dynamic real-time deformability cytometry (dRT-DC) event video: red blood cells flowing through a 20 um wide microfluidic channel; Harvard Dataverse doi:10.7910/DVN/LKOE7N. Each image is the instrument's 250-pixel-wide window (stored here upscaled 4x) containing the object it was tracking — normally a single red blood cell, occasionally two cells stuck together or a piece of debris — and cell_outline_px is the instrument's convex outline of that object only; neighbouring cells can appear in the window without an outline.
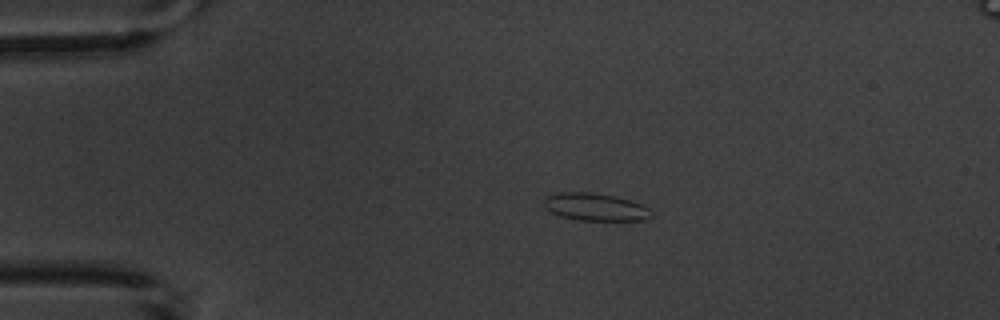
{"species": "common noctule bat (a hibernating species)", "species_latin": "Nyctalus noctula", "temperature_condition": "warm", "stored_images_in_passage": 6, "camera_frame_rate_fps": 3000, "um_per_image_px": 0.085, "animal": {"sex": "male", "body_mass_g": 20.1, "forearm_length_mm": 53.5}, "frame": {"image": 1, "passage_image": 1, "time_ms": 0.0, "image_size_px": [1000, 320], "cell_outline_px": [[652, 216], [644, 220], [580, 220], [560, 216], [552, 212], [544, 204], [544, 200], [548, 196], [560, 192], [592, 192], [632, 200], [648, 208], [652, 212]], "centroid_in_image_um": [50.63, 17.59], "position_along_channel_um": 34.4, "area_um2": 16.99}}
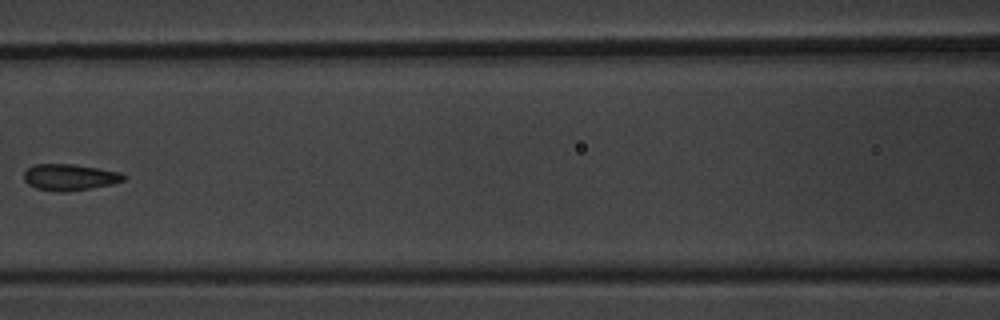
{"frame": {"image": 2, "passage_image": 5, "time_ms": 4.667, "image_size_px": [1000, 320], "cell_outline_px": [[128, 176], [124, 180], [112, 184], [64, 192], [56, 192], [36, 188], [28, 184], [24, 180], [24, 172], [28, 168], [36, 164], [72, 164], [120, 172]], "centroid_in_image_um": [5.91, 15.06], "position_along_channel_um": 160.7, "area_um2": 15.2}}
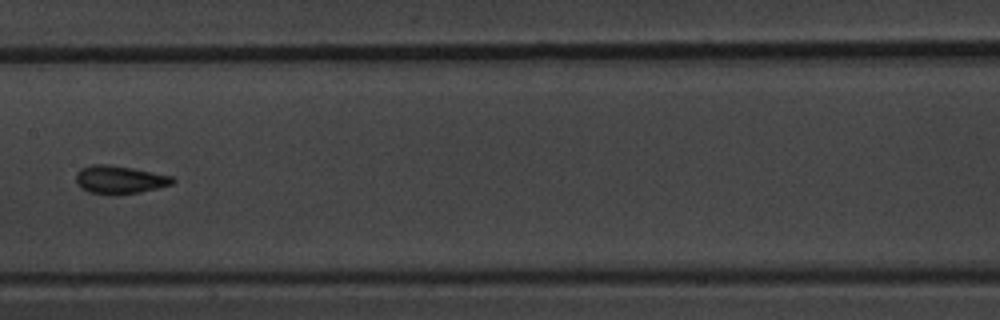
{"frame": {"image": 3, "passage_image": 6, "time_ms": 5.667, "image_size_px": [1000, 320], "cell_outline_px": [[176, 180], [172, 184], [140, 192], [88, 192], [80, 188], [76, 184], [76, 172], [80, 168], [92, 164], [108, 164], [132, 168], [172, 176]], "centroid_in_image_um": [10.13, 15.23], "position_along_channel_um": 197.3, "area_um2": 15.32}}